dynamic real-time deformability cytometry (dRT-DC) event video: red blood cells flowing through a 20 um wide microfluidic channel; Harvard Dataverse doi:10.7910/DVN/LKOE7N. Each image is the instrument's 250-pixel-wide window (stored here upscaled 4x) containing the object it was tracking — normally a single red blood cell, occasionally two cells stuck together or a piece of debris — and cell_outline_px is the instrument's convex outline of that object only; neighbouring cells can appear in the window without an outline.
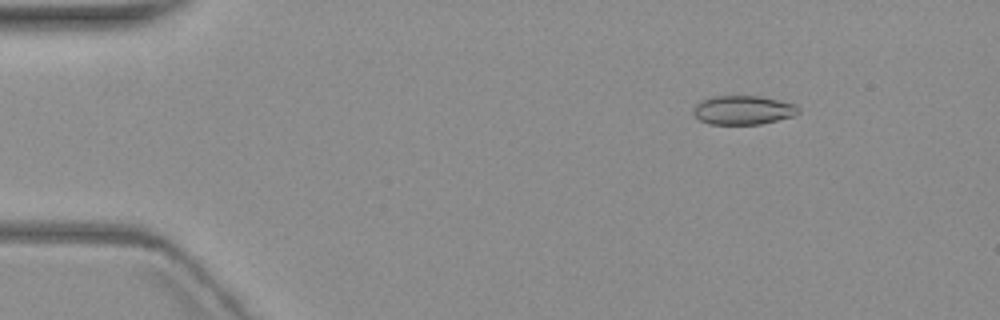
{"species": "common noctule bat (a hibernating species)", "species_latin": "Nyctalus noctula", "temperature_condition": "warm", "stored_images_in_passage": 6, "camera_frame_rate_fps": 3000, "um_per_image_px": 0.085, "animal": {"sex": "female", "body_mass_g": 19.3, "forearm_length_mm": 54.1}, "frame": {"image": 1, "passage_image": 1, "time_ms": 0.0, "image_size_px": [1000, 320], "cell_outline_px": [[800, 112], [792, 116], [760, 124], [708, 124], [700, 120], [692, 112], [692, 108], [700, 100], [716, 96], [756, 96], [796, 104], [800, 108]], "centroid_in_image_um": [63.13, 9.36], "position_along_channel_um": 21.9, "area_um2": 17.63}}
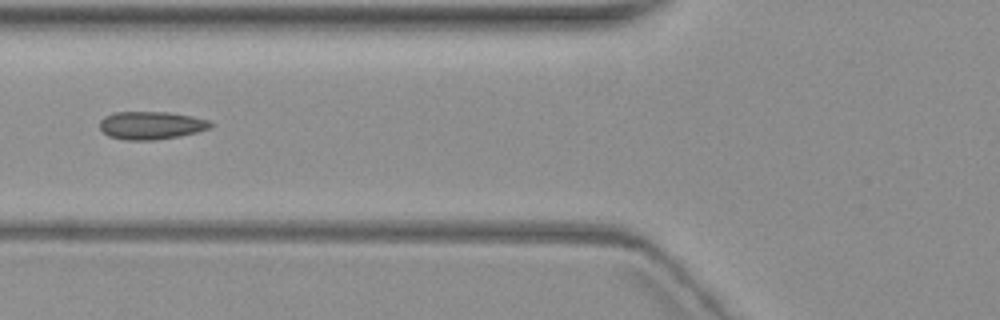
{"frame": {"image": 2, "passage_image": 5, "time_ms": 5.0, "image_size_px": [1000, 320], "cell_outline_px": [[212, 128], [180, 136], [156, 140], [124, 140], [108, 136], [100, 128], [100, 120], [104, 116], [116, 112], [168, 112], [208, 120], [212, 124]], "centroid_in_image_um": [12.82, 10.66], "position_along_channel_um": 113.0, "area_um2": 17.98}}
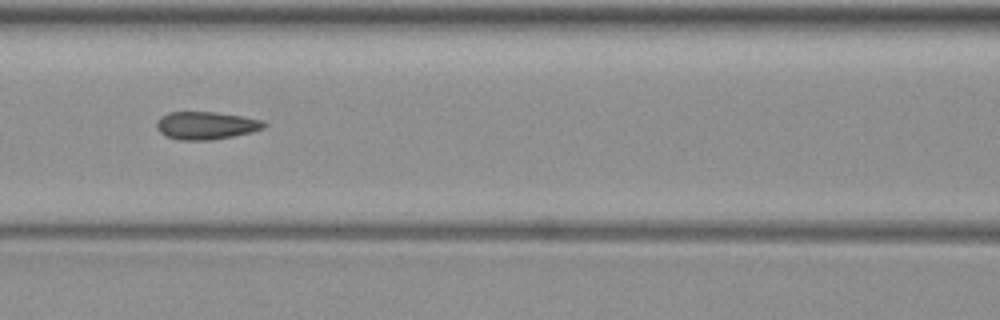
{"frame": {"image": 3, "passage_image": 6, "time_ms": 6.0, "image_size_px": [1000, 320], "cell_outline_px": [[268, 124], [264, 128], [252, 132], [212, 140], [176, 140], [164, 136], [156, 128], [156, 120], [160, 116], [168, 112], [216, 112], [244, 116], [264, 120]], "centroid_in_image_um": [17.5, 10.66], "position_along_channel_um": 149.1, "area_um2": 17.74}}